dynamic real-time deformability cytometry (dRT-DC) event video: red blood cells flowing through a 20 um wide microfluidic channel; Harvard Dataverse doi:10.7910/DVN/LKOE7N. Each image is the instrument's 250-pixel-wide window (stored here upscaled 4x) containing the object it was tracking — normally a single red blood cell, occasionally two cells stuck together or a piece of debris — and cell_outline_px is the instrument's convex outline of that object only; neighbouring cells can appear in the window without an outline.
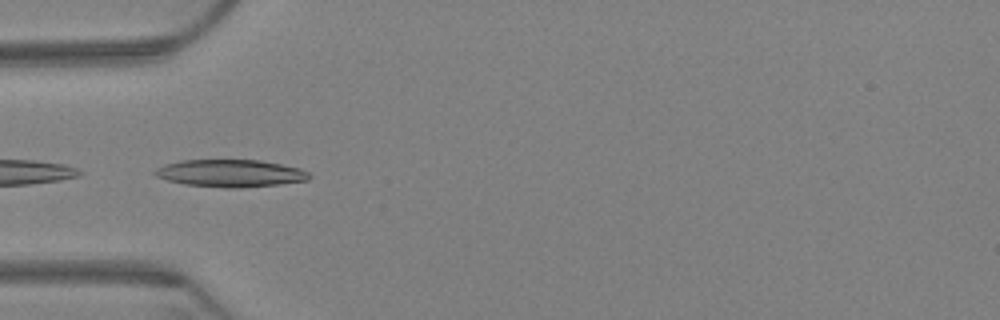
{"species": "Egyptian fruit bat (a non-hibernating species)", "species_latin": "Rousettus aegyptiacus", "temperature_condition": "warm", "stored_images_in_passage": 28, "camera_frame_rate_fps": 3000, "um_per_image_px": 0.085, "animal": {"sex": "female"}, "frame": {"image": 1, "passage_image": 1, "time_ms": 0.0, "image_size_px": [1000, 320], "cell_outline_px": [[312, 176], [308, 180], [280, 184], [236, 188], [224, 188], [184, 184], [168, 180], [156, 176], [152, 172], [156, 168], [164, 164], [180, 160], [260, 160], [300, 168], [308, 172]], "centroid_in_image_um": [19.57, 14.72], "position_along_channel_um": 65.4, "area_um2": 24.68}}